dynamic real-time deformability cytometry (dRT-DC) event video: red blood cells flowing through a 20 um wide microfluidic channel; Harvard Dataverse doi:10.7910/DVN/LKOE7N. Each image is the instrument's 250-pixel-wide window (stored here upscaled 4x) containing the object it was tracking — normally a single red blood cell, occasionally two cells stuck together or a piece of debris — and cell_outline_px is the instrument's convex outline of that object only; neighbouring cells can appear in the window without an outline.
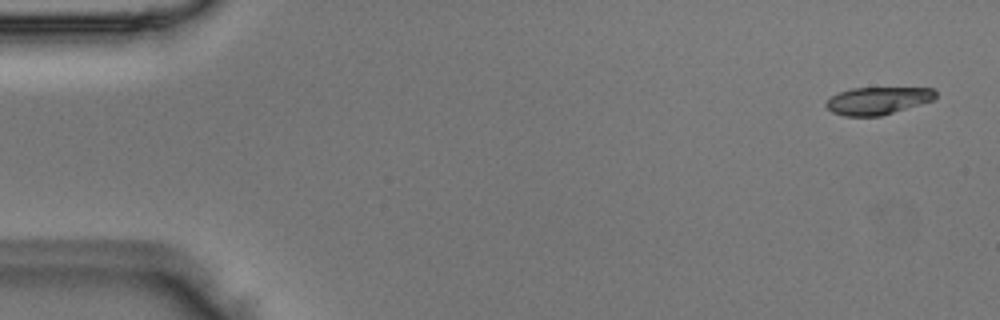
{"species": "Egyptian fruit bat (a non-hibernating species)", "species_latin": "Rousettus aegyptiacus", "temperature_condition": "room temperature", "stored_images_in_passage": 10, "camera_frame_rate_fps": 3000, "um_per_image_px": 0.085, "animal": {"sex": "male"}, "frame": {"image": 1, "passage_image": 2, "time_ms": 0.333, "image_size_px": [1000, 320], "cell_outline_px": [[936, 96], [932, 100], [920, 104], [880, 116], [844, 116], [832, 112], [824, 104], [832, 96], [840, 92], [852, 88], [932, 88], [936, 92]], "centroid_in_image_um": [74.59, 8.56], "position_along_channel_um": 10.4, "area_um2": 17.28}}